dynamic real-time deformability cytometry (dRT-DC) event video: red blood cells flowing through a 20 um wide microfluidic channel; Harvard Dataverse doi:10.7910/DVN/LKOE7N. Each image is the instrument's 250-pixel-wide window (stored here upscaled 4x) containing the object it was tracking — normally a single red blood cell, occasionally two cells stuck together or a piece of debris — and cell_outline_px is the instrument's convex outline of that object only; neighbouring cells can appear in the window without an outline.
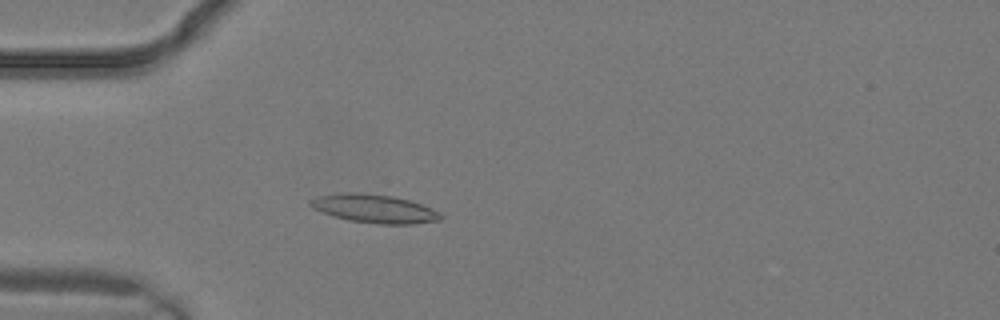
{"species": "common noctule bat (a hibernating species)", "species_latin": "Nyctalus noctula", "temperature_condition": "warm", "stored_images_in_passage": 3, "camera_frame_rate_fps": 3000, "um_per_image_px": 0.085, "animal": {"sex": "male", "body_mass_g": 19.2, "forearm_length_mm": 51.8}, "frame": {"image": 1, "passage_image": 2, "time_ms": 0.333, "image_size_px": [1000, 320], "cell_outline_px": [[444, 216], [440, 220], [412, 224], [376, 224], [348, 220], [312, 208], [308, 204], [308, 200], [320, 196], [340, 192], [356, 192], [392, 196], [408, 200], [420, 204], [440, 212]], "centroid_in_image_um": [31.81, 17.73], "position_along_channel_um": 53.2, "area_um2": 21.5}}